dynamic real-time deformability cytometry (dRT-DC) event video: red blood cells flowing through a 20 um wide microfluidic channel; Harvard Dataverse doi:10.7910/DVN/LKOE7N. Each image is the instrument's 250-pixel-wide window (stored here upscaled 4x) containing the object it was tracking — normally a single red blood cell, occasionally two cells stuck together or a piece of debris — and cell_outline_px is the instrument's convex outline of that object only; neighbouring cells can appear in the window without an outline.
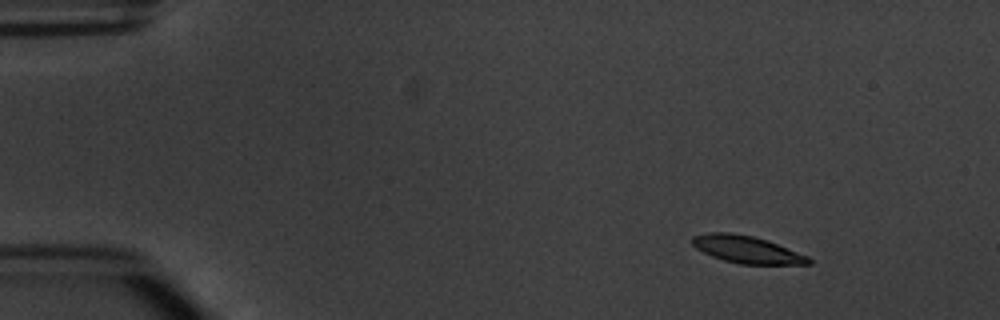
{"species": "common noctule bat (a hibernating species)", "species_latin": "Nyctalus noctula", "temperature_condition": "warm", "stored_images_in_passage": 7, "camera_frame_rate_fps": 3000, "um_per_image_px": 0.085, "animal": {"sex": "male", "body_mass_g": 20.1, "forearm_length_mm": 53.5}, "frame": {"image": 1, "passage_image": 2, "time_ms": 2.0, "image_size_px": [1000, 320], "cell_outline_px": [[812, 264], [740, 264], [724, 260], [712, 256], [696, 248], [692, 244], [692, 236], [708, 232], [732, 232], [752, 236], [776, 244], [808, 256], [812, 260]], "centroid_in_image_um": [63.45, 21.2], "position_along_channel_um": 21.6, "area_um2": 18.26}}